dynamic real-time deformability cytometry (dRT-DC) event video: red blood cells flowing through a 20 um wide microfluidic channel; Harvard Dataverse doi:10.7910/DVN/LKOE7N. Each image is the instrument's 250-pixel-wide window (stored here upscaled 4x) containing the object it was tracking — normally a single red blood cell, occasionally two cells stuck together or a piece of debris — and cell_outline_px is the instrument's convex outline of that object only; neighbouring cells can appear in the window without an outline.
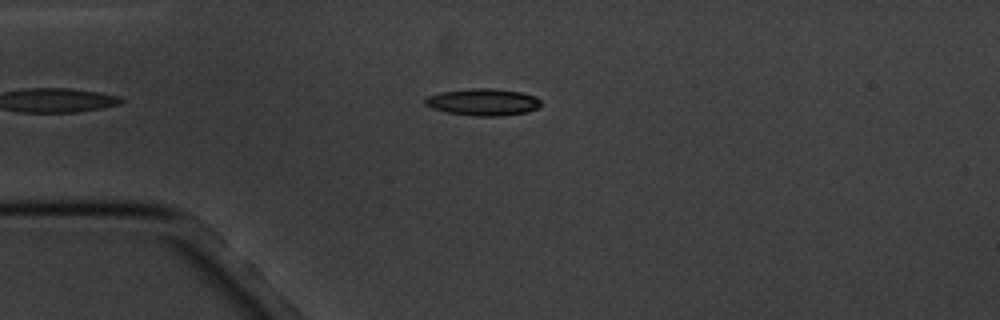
{"species": "common noctule bat (a hibernating species)", "species_latin": "Nyctalus noctula", "temperature_condition": "cold", "stored_images_in_passage": 4, "camera_frame_rate_fps": 3000, "um_per_image_px": 0.085, "animal": {"sex": "male", "body_mass_g": 20.1, "forearm_length_mm": 53.5}, "frame": {"image": 1, "passage_image": 4, "time_ms": 3.667, "image_size_px": [1000, 320], "cell_outline_px": [[540, 104], [536, 108], [528, 112], [500, 116], [476, 116], [448, 112], [432, 108], [424, 104], [424, 100], [428, 96], [440, 92], [472, 88], [492, 88], [520, 92], [536, 96], [540, 100]], "centroid_in_image_um": [41.06, 8.67], "position_along_channel_um": 43.9, "area_um2": 18.09}}